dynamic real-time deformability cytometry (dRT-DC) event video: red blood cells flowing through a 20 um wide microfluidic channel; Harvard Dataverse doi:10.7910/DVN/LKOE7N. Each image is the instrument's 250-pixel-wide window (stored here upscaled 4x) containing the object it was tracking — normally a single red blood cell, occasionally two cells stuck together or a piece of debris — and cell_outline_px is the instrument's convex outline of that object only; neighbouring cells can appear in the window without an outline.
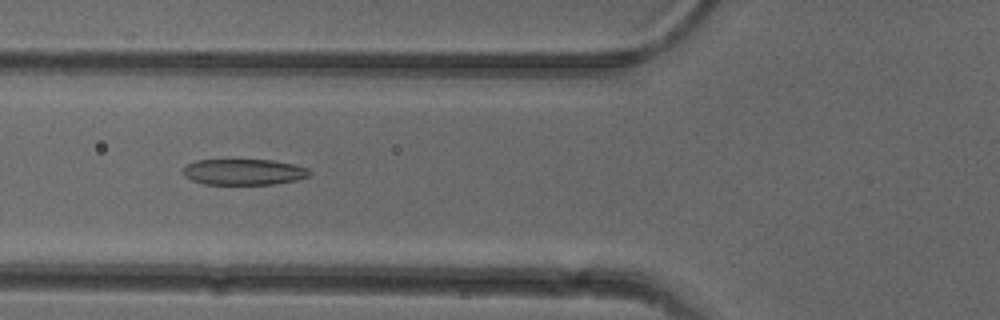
{"species": "common noctule bat (a hibernating species)", "species_latin": "Nyctalus noctula", "temperature_condition": "cold", "stored_images_in_passage": 46, "camera_frame_rate_fps": 3000, "um_per_image_px": 0.085, "animal": {"sex": "female"}, "frame": {"image": 1, "passage_image": 19, "time_ms": 6.0, "image_size_px": [1000, 320], "cell_outline_px": [[312, 172], [308, 176], [300, 180], [276, 184], [204, 184], [192, 180], [184, 176], [184, 164], [196, 160], [272, 160], [292, 164], [308, 168]], "centroid_in_image_um": [20.74, 14.62], "position_along_channel_um": 105.1, "area_um2": 19.25}}
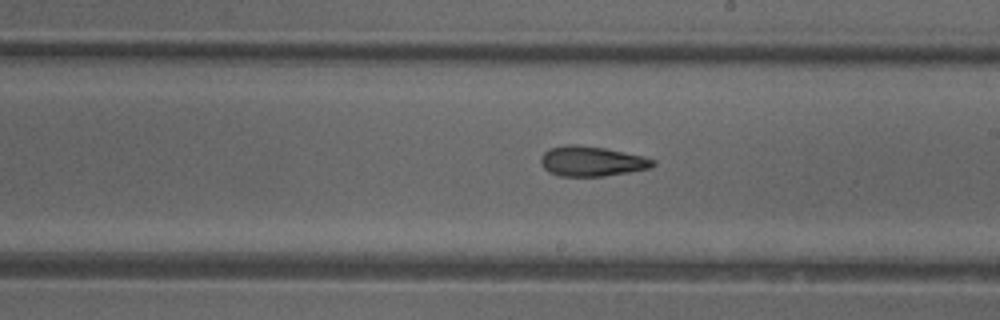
{"frame": {"image": 2, "passage_image": 29, "time_ms": 9.333, "image_size_px": [1000, 320], "cell_outline_px": [[656, 164], [652, 168], [604, 176], [560, 176], [548, 172], [540, 164], [540, 156], [548, 148], [564, 144], [576, 144], [604, 148], [644, 156], [656, 160]], "centroid_in_image_um": [50.27, 13.7], "position_along_channel_um": 238.7, "area_um2": 19.88}}
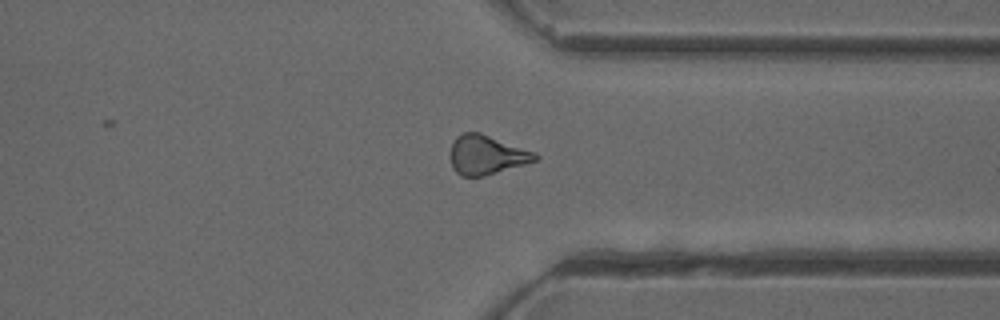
{"frame": {"image": 3, "passage_image": 39, "time_ms": 12.667, "image_size_px": [1000, 320], "cell_outline_px": [[540, 156], [536, 160], [524, 164], [484, 176], [460, 176], [452, 168], [448, 156], [452, 144], [456, 136], [464, 132], [480, 132], [536, 152]], "centroid_in_image_um": [41.32, 13.16], "position_along_channel_um": 370.1, "area_um2": 19.59}, "authors_computed_cell_mechanics": {"area_um2": 19.8254, "velocity_mm_per_s": 3.9933, "shape_relaxation_time_tau1_ms": null, "shape_relaxation_time_tau2_ms": 3.2458, "deformation_change_tau1": null, "deformation_change_tau2": 0.1196}}